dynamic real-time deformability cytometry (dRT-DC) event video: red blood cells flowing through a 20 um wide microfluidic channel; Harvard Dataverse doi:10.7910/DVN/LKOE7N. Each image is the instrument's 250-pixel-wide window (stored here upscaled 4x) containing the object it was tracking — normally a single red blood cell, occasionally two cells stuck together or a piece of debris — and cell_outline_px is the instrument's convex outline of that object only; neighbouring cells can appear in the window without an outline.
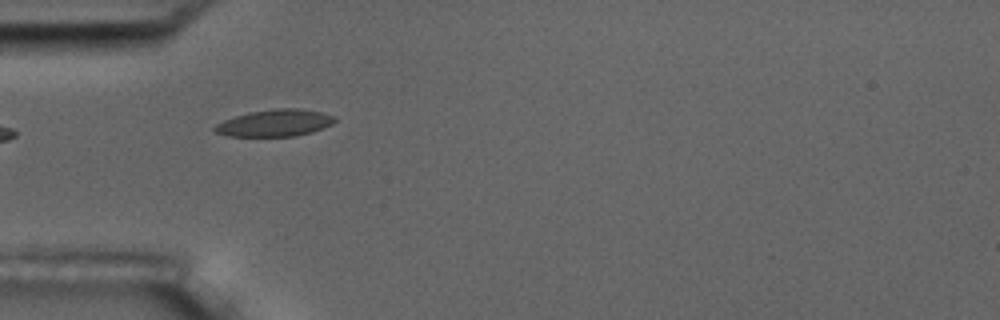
{"species": "common noctule bat (a hibernating species)", "species_latin": "Nyctalus noctula", "temperature_condition": "room temperature", "stored_images_in_passage": 6, "camera_frame_rate_fps": 3000, "um_per_image_px": 0.085, "animal": {"sex": "male", "body_mass_g": 17.5, "forearm_length_mm": 52.3}, "frame": {"image": 1, "passage_image": 3, "time_ms": 3.0, "image_size_px": [1000, 320], "cell_outline_px": [[336, 120], [332, 124], [312, 132], [296, 136], [228, 136], [216, 132], [212, 128], [216, 124], [224, 120], [248, 112], [276, 108], [300, 108], [320, 112], [336, 116]], "centroid_in_image_um": [23.37, 10.45], "position_along_channel_um": 61.6, "area_um2": 18.84}}
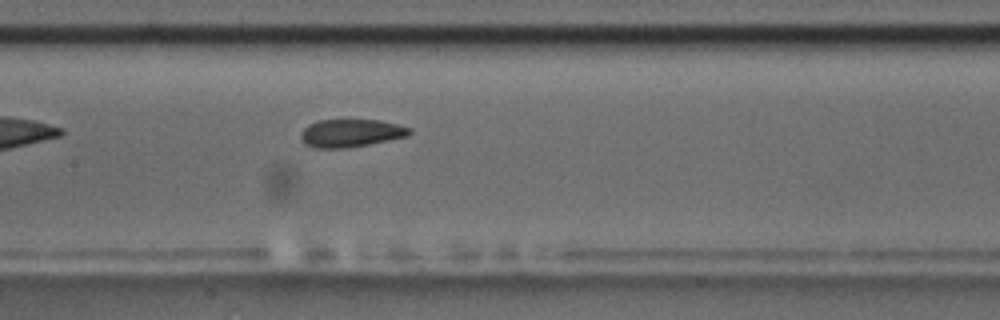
{"frame": {"image": 2, "passage_image": 6, "time_ms": 6.333, "image_size_px": [1000, 320], "cell_outline_px": [[412, 132], [408, 136], [348, 148], [316, 148], [304, 144], [300, 140], [300, 132], [308, 124], [320, 120], [380, 120], [412, 128]], "centroid_in_image_um": [29.79, 11.31], "position_along_channel_um": 177.6, "area_um2": 17.74}}